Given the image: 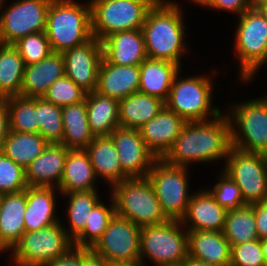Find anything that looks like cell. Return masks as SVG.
<instances>
[{
  "label": "cell",
  "instance_id": "cell-17",
  "mask_svg": "<svg viewBox=\"0 0 267 266\" xmlns=\"http://www.w3.org/2000/svg\"><path fill=\"white\" fill-rule=\"evenodd\" d=\"M227 212L205 186H202L197 188L190 198L187 212L181 222L187 231L223 232Z\"/></svg>",
  "mask_w": 267,
  "mask_h": 266
},
{
  "label": "cell",
  "instance_id": "cell-1",
  "mask_svg": "<svg viewBox=\"0 0 267 266\" xmlns=\"http://www.w3.org/2000/svg\"><path fill=\"white\" fill-rule=\"evenodd\" d=\"M231 147V124L223 111L211 120L187 122L163 159L171 165L191 169L195 164L218 165L221 161L223 164L219 166L223 167Z\"/></svg>",
  "mask_w": 267,
  "mask_h": 266
},
{
  "label": "cell",
  "instance_id": "cell-6",
  "mask_svg": "<svg viewBox=\"0 0 267 266\" xmlns=\"http://www.w3.org/2000/svg\"><path fill=\"white\" fill-rule=\"evenodd\" d=\"M226 103L231 124V146L245 152L267 154V94Z\"/></svg>",
  "mask_w": 267,
  "mask_h": 266
},
{
  "label": "cell",
  "instance_id": "cell-24",
  "mask_svg": "<svg viewBox=\"0 0 267 266\" xmlns=\"http://www.w3.org/2000/svg\"><path fill=\"white\" fill-rule=\"evenodd\" d=\"M139 83V66L113 65L102 58L96 92L120 100L138 92Z\"/></svg>",
  "mask_w": 267,
  "mask_h": 266
},
{
  "label": "cell",
  "instance_id": "cell-48",
  "mask_svg": "<svg viewBox=\"0 0 267 266\" xmlns=\"http://www.w3.org/2000/svg\"><path fill=\"white\" fill-rule=\"evenodd\" d=\"M9 132L8 107L4 100H0V152L4 140Z\"/></svg>",
  "mask_w": 267,
  "mask_h": 266
},
{
  "label": "cell",
  "instance_id": "cell-33",
  "mask_svg": "<svg viewBox=\"0 0 267 266\" xmlns=\"http://www.w3.org/2000/svg\"><path fill=\"white\" fill-rule=\"evenodd\" d=\"M48 145L49 143L39 133L9 130L1 152L25 170Z\"/></svg>",
  "mask_w": 267,
  "mask_h": 266
},
{
  "label": "cell",
  "instance_id": "cell-15",
  "mask_svg": "<svg viewBox=\"0 0 267 266\" xmlns=\"http://www.w3.org/2000/svg\"><path fill=\"white\" fill-rule=\"evenodd\" d=\"M123 172L130 178H147L157 157L146 146L139 129L118 126L110 135Z\"/></svg>",
  "mask_w": 267,
  "mask_h": 266
},
{
  "label": "cell",
  "instance_id": "cell-8",
  "mask_svg": "<svg viewBox=\"0 0 267 266\" xmlns=\"http://www.w3.org/2000/svg\"><path fill=\"white\" fill-rule=\"evenodd\" d=\"M109 193L114 199L116 214L141 228L169 220L148 178L127 179L116 184Z\"/></svg>",
  "mask_w": 267,
  "mask_h": 266
},
{
  "label": "cell",
  "instance_id": "cell-22",
  "mask_svg": "<svg viewBox=\"0 0 267 266\" xmlns=\"http://www.w3.org/2000/svg\"><path fill=\"white\" fill-rule=\"evenodd\" d=\"M26 189L0 195V255L7 254L25 232Z\"/></svg>",
  "mask_w": 267,
  "mask_h": 266
},
{
  "label": "cell",
  "instance_id": "cell-23",
  "mask_svg": "<svg viewBox=\"0 0 267 266\" xmlns=\"http://www.w3.org/2000/svg\"><path fill=\"white\" fill-rule=\"evenodd\" d=\"M85 150L98 181L102 180L100 184L103 186L108 184L109 191L116 184L130 179L122 170L118 152L110 136L94 137Z\"/></svg>",
  "mask_w": 267,
  "mask_h": 266
},
{
  "label": "cell",
  "instance_id": "cell-20",
  "mask_svg": "<svg viewBox=\"0 0 267 266\" xmlns=\"http://www.w3.org/2000/svg\"><path fill=\"white\" fill-rule=\"evenodd\" d=\"M68 151L62 144L49 143L43 153L25 169L27 186L58 188Z\"/></svg>",
  "mask_w": 267,
  "mask_h": 266
},
{
  "label": "cell",
  "instance_id": "cell-28",
  "mask_svg": "<svg viewBox=\"0 0 267 266\" xmlns=\"http://www.w3.org/2000/svg\"><path fill=\"white\" fill-rule=\"evenodd\" d=\"M138 92L167 100L175 75L181 70L178 64L146 58L139 66Z\"/></svg>",
  "mask_w": 267,
  "mask_h": 266
},
{
  "label": "cell",
  "instance_id": "cell-44",
  "mask_svg": "<svg viewBox=\"0 0 267 266\" xmlns=\"http://www.w3.org/2000/svg\"><path fill=\"white\" fill-rule=\"evenodd\" d=\"M254 0H210L205 7L207 11L229 12L231 16L238 17L253 6Z\"/></svg>",
  "mask_w": 267,
  "mask_h": 266
},
{
  "label": "cell",
  "instance_id": "cell-39",
  "mask_svg": "<svg viewBox=\"0 0 267 266\" xmlns=\"http://www.w3.org/2000/svg\"><path fill=\"white\" fill-rule=\"evenodd\" d=\"M220 173V174H219ZM217 179L213 186L205 187L217 203L227 211L238 210L246 206L238 185L222 170L216 173Z\"/></svg>",
  "mask_w": 267,
  "mask_h": 266
},
{
  "label": "cell",
  "instance_id": "cell-46",
  "mask_svg": "<svg viewBox=\"0 0 267 266\" xmlns=\"http://www.w3.org/2000/svg\"><path fill=\"white\" fill-rule=\"evenodd\" d=\"M45 266H81V247L74 246L65 255Z\"/></svg>",
  "mask_w": 267,
  "mask_h": 266
},
{
  "label": "cell",
  "instance_id": "cell-43",
  "mask_svg": "<svg viewBox=\"0 0 267 266\" xmlns=\"http://www.w3.org/2000/svg\"><path fill=\"white\" fill-rule=\"evenodd\" d=\"M230 266H267L262 253L261 240L231 246Z\"/></svg>",
  "mask_w": 267,
  "mask_h": 266
},
{
  "label": "cell",
  "instance_id": "cell-47",
  "mask_svg": "<svg viewBox=\"0 0 267 266\" xmlns=\"http://www.w3.org/2000/svg\"><path fill=\"white\" fill-rule=\"evenodd\" d=\"M81 266H108V262L92 248H81Z\"/></svg>",
  "mask_w": 267,
  "mask_h": 266
},
{
  "label": "cell",
  "instance_id": "cell-18",
  "mask_svg": "<svg viewBox=\"0 0 267 266\" xmlns=\"http://www.w3.org/2000/svg\"><path fill=\"white\" fill-rule=\"evenodd\" d=\"M60 199V200H59ZM61 193L55 187H27V207L24 214L25 232L37 231L55 223L61 219L58 215L61 204Z\"/></svg>",
  "mask_w": 267,
  "mask_h": 266
},
{
  "label": "cell",
  "instance_id": "cell-37",
  "mask_svg": "<svg viewBox=\"0 0 267 266\" xmlns=\"http://www.w3.org/2000/svg\"><path fill=\"white\" fill-rule=\"evenodd\" d=\"M3 100L8 107L9 130L38 133L37 97L11 96Z\"/></svg>",
  "mask_w": 267,
  "mask_h": 266
},
{
  "label": "cell",
  "instance_id": "cell-3",
  "mask_svg": "<svg viewBox=\"0 0 267 266\" xmlns=\"http://www.w3.org/2000/svg\"><path fill=\"white\" fill-rule=\"evenodd\" d=\"M209 71L212 76L208 74ZM182 73L183 68L175 75L165 107L186 122L207 121L219 116L224 110L214 104L213 100L218 91V85L214 82L215 76L220 75L218 69L212 70L211 67L198 75L189 73L182 76Z\"/></svg>",
  "mask_w": 267,
  "mask_h": 266
},
{
  "label": "cell",
  "instance_id": "cell-51",
  "mask_svg": "<svg viewBox=\"0 0 267 266\" xmlns=\"http://www.w3.org/2000/svg\"><path fill=\"white\" fill-rule=\"evenodd\" d=\"M184 266H218V265L211 264L208 262L199 261V260H196L194 258H188L184 262Z\"/></svg>",
  "mask_w": 267,
  "mask_h": 266
},
{
  "label": "cell",
  "instance_id": "cell-30",
  "mask_svg": "<svg viewBox=\"0 0 267 266\" xmlns=\"http://www.w3.org/2000/svg\"><path fill=\"white\" fill-rule=\"evenodd\" d=\"M89 128L94 137L109 136L119 123V100L94 91L86 96Z\"/></svg>",
  "mask_w": 267,
  "mask_h": 266
},
{
  "label": "cell",
  "instance_id": "cell-4",
  "mask_svg": "<svg viewBox=\"0 0 267 266\" xmlns=\"http://www.w3.org/2000/svg\"><path fill=\"white\" fill-rule=\"evenodd\" d=\"M45 33L55 53L86 43L93 38L90 1L51 0Z\"/></svg>",
  "mask_w": 267,
  "mask_h": 266
},
{
  "label": "cell",
  "instance_id": "cell-53",
  "mask_svg": "<svg viewBox=\"0 0 267 266\" xmlns=\"http://www.w3.org/2000/svg\"><path fill=\"white\" fill-rule=\"evenodd\" d=\"M266 66H267V60H266L265 64L247 82H240V84H243V85L250 84L251 85L252 82L254 83V81L256 80L255 77H258L257 73L262 72L260 70L263 69V67L266 68Z\"/></svg>",
  "mask_w": 267,
  "mask_h": 266
},
{
  "label": "cell",
  "instance_id": "cell-34",
  "mask_svg": "<svg viewBox=\"0 0 267 266\" xmlns=\"http://www.w3.org/2000/svg\"><path fill=\"white\" fill-rule=\"evenodd\" d=\"M25 64L13 44L0 43V100L21 96Z\"/></svg>",
  "mask_w": 267,
  "mask_h": 266
},
{
  "label": "cell",
  "instance_id": "cell-42",
  "mask_svg": "<svg viewBox=\"0 0 267 266\" xmlns=\"http://www.w3.org/2000/svg\"><path fill=\"white\" fill-rule=\"evenodd\" d=\"M27 187L25 170L0 152V195L19 193Z\"/></svg>",
  "mask_w": 267,
  "mask_h": 266
},
{
  "label": "cell",
  "instance_id": "cell-11",
  "mask_svg": "<svg viewBox=\"0 0 267 266\" xmlns=\"http://www.w3.org/2000/svg\"><path fill=\"white\" fill-rule=\"evenodd\" d=\"M92 34L99 41L112 33L142 29L157 0H89Z\"/></svg>",
  "mask_w": 267,
  "mask_h": 266
},
{
  "label": "cell",
  "instance_id": "cell-52",
  "mask_svg": "<svg viewBox=\"0 0 267 266\" xmlns=\"http://www.w3.org/2000/svg\"><path fill=\"white\" fill-rule=\"evenodd\" d=\"M188 3H191V6L195 5L202 10L209 4L210 0H186Z\"/></svg>",
  "mask_w": 267,
  "mask_h": 266
},
{
  "label": "cell",
  "instance_id": "cell-38",
  "mask_svg": "<svg viewBox=\"0 0 267 266\" xmlns=\"http://www.w3.org/2000/svg\"><path fill=\"white\" fill-rule=\"evenodd\" d=\"M38 133L48 142L61 144L63 139L62 107L37 97Z\"/></svg>",
  "mask_w": 267,
  "mask_h": 266
},
{
  "label": "cell",
  "instance_id": "cell-49",
  "mask_svg": "<svg viewBox=\"0 0 267 266\" xmlns=\"http://www.w3.org/2000/svg\"><path fill=\"white\" fill-rule=\"evenodd\" d=\"M108 266H148L142 260L109 262Z\"/></svg>",
  "mask_w": 267,
  "mask_h": 266
},
{
  "label": "cell",
  "instance_id": "cell-12",
  "mask_svg": "<svg viewBox=\"0 0 267 266\" xmlns=\"http://www.w3.org/2000/svg\"><path fill=\"white\" fill-rule=\"evenodd\" d=\"M222 171L238 185L246 205L267 200V154L231 147Z\"/></svg>",
  "mask_w": 267,
  "mask_h": 266
},
{
  "label": "cell",
  "instance_id": "cell-2",
  "mask_svg": "<svg viewBox=\"0 0 267 266\" xmlns=\"http://www.w3.org/2000/svg\"><path fill=\"white\" fill-rule=\"evenodd\" d=\"M180 3L157 0L146 15L142 31L148 58L169 61L182 68L183 59L190 55L191 49L186 42L187 16Z\"/></svg>",
  "mask_w": 267,
  "mask_h": 266
},
{
  "label": "cell",
  "instance_id": "cell-25",
  "mask_svg": "<svg viewBox=\"0 0 267 266\" xmlns=\"http://www.w3.org/2000/svg\"><path fill=\"white\" fill-rule=\"evenodd\" d=\"M65 75L62 53L52 52L40 62L25 66L22 85V97H42L46 90Z\"/></svg>",
  "mask_w": 267,
  "mask_h": 266
},
{
  "label": "cell",
  "instance_id": "cell-50",
  "mask_svg": "<svg viewBox=\"0 0 267 266\" xmlns=\"http://www.w3.org/2000/svg\"><path fill=\"white\" fill-rule=\"evenodd\" d=\"M253 5L261 12L267 21V0H254Z\"/></svg>",
  "mask_w": 267,
  "mask_h": 266
},
{
  "label": "cell",
  "instance_id": "cell-21",
  "mask_svg": "<svg viewBox=\"0 0 267 266\" xmlns=\"http://www.w3.org/2000/svg\"><path fill=\"white\" fill-rule=\"evenodd\" d=\"M103 57L113 65H135L146 59L142 29L119 31L102 40Z\"/></svg>",
  "mask_w": 267,
  "mask_h": 266
},
{
  "label": "cell",
  "instance_id": "cell-26",
  "mask_svg": "<svg viewBox=\"0 0 267 266\" xmlns=\"http://www.w3.org/2000/svg\"><path fill=\"white\" fill-rule=\"evenodd\" d=\"M189 257L218 266H230L231 246L218 231H188Z\"/></svg>",
  "mask_w": 267,
  "mask_h": 266
},
{
  "label": "cell",
  "instance_id": "cell-7",
  "mask_svg": "<svg viewBox=\"0 0 267 266\" xmlns=\"http://www.w3.org/2000/svg\"><path fill=\"white\" fill-rule=\"evenodd\" d=\"M188 257V231L180 220L141 228L140 260L146 265H182Z\"/></svg>",
  "mask_w": 267,
  "mask_h": 266
},
{
  "label": "cell",
  "instance_id": "cell-40",
  "mask_svg": "<svg viewBox=\"0 0 267 266\" xmlns=\"http://www.w3.org/2000/svg\"><path fill=\"white\" fill-rule=\"evenodd\" d=\"M87 92L67 76L57 79L43 94L42 98L57 106L64 107L85 101Z\"/></svg>",
  "mask_w": 267,
  "mask_h": 266
},
{
  "label": "cell",
  "instance_id": "cell-9",
  "mask_svg": "<svg viewBox=\"0 0 267 266\" xmlns=\"http://www.w3.org/2000/svg\"><path fill=\"white\" fill-rule=\"evenodd\" d=\"M74 247L61 222L24 232L18 242L7 253L10 266H45L57 260Z\"/></svg>",
  "mask_w": 267,
  "mask_h": 266
},
{
  "label": "cell",
  "instance_id": "cell-54",
  "mask_svg": "<svg viewBox=\"0 0 267 266\" xmlns=\"http://www.w3.org/2000/svg\"><path fill=\"white\" fill-rule=\"evenodd\" d=\"M262 253L265 257V263L267 265V239L261 240Z\"/></svg>",
  "mask_w": 267,
  "mask_h": 266
},
{
  "label": "cell",
  "instance_id": "cell-36",
  "mask_svg": "<svg viewBox=\"0 0 267 266\" xmlns=\"http://www.w3.org/2000/svg\"><path fill=\"white\" fill-rule=\"evenodd\" d=\"M223 234L230 246L258 240L253 205L228 211Z\"/></svg>",
  "mask_w": 267,
  "mask_h": 266
},
{
  "label": "cell",
  "instance_id": "cell-19",
  "mask_svg": "<svg viewBox=\"0 0 267 266\" xmlns=\"http://www.w3.org/2000/svg\"><path fill=\"white\" fill-rule=\"evenodd\" d=\"M187 122L166 107L139 128L146 146L157 157L163 159L173 147L175 140Z\"/></svg>",
  "mask_w": 267,
  "mask_h": 266
},
{
  "label": "cell",
  "instance_id": "cell-16",
  "mask_svg": "<svg viewBox=\"0 0 267 266\" xmlns=\"http://www.w3.org/2000/svg\"><path fill=\"white\" fill-rule=\"evenodd\" d=\"M65 76L87 93L96 91L98 73L103 58L102 41L96 37L62 53Z\"/></svg>",
  "mask_w": 267,
  "mask_h": 266
},
{
  "label": "cell",
  "instance_id": "cell-5",
  "mask_svg": "<svg viewBox=\"0 0 267 266\" xmlns=\"http://www.w3.org/2000/svg\"><path fill=\"white\" fill-rule=\"evenodd\" d=\"M231 48L238 61L237 81L247 82L267 60V21L253 5L236 18Z\"/></svg>",
  "mask_w": 267,
  "mask_h": 266
},
{
  "label": "cell",
  "instance_id": "cell-31",
  "mask_svg": "<svg viewBox=\"0 0 267 266\" xmlns=\"http://www.w3.org/2000/svg\"><path fill=\"white\" fill-rule=\"evenodd\" d=\"M165 102L158 97L136 92L119 100V123L125 128L139 129L158 115Z\"/></svg>",
  "mask_w": 267,
  "mask_h": 266
},
{
  "label": "cell",
  "instance_id": "cell-10",
  "mask_svg": "<svg viewBox=\"0 0 267 266\" xmlns=\"http://www.w3.org/2000/svg\"><path fill=\"white\" fill-rule=\"evenodd\" d=\"M190 175V168L171 165L164 159H157L147 175L169 220L181 221L187 212L193 195Z\"/></svg>",
  "mask_w": 267,
  "mask_h": 266
},
{
  "label": "cell",
  "instance_id": "cell-29",
  "mask_svg": "<svg viewBox=\"0 0 267 266\" xmlns=\"http://www.w3.org/2000/svg\"><path fill=\"white\" fill-rule=\"evenodd\" d=\"M100 196V190L61 193L62 200H66L64 202L67 204H64L63 209L60 207L65 214L60 222L72 240L86 227L92 209L102 198Z\"/></svg>",
  "mask_w": 267,
  "mask_h": 266
},
{
  "label": "cell",
  "instance_id": "cell-45",
  "mask_svg": "<svg viewBox=\"0 0 267 266\" xmlns=\"http://www.w3.org/2000/svg\"><path fill=\"white\" fill-rule=\"evenodd\" d=\"M252 205L256 218L258 238L259 240L267 239V200Z\"/></svg>",
  "mask_w": 267,
  "mask_h": 266
},
{
  "label": "cell",
  "instance_id": "cell-27",
  "mask_svg": "<svg viewBox=\"0 0 267 266\" xmlns=\"http://www.w3.org/2000/svg\"><path fill=\"white\" fill-rule=\"evenodd\" d=\"M97 182L100 181L95 175L86 150H69L63 177L58 187L60 193L98 190L101 185H98Z\"/></svg>",
  "mask_w": 267,
  "mask_h": 266
},
{
  "label": "cell",
  "instance_id": "cell-41",
  "mask_svg": "<svg viewBox=\"0 0 267 266\" xmlns=\"http://www.w3.org/2000/svg\"><path fill=\"white\" fill-rule=\"evenodd\" d=\"M13 45L19 51L25 66L40 62L53 52L45 31L29 34Z\"/></svg>",
  "mask_w": 267,
  "mask_h": 266
},
{
  "label": "cell",
  "instance_id": "cell-35",
  "mask_svg": "<svg viewBox=\"0 0 267 266\" xmlns=\"http://www.w3.org/2000/svg\"><path fill=\"white\" fill-rule=\"evenodd\" d=\"M108 200H100L92 209L84 230L73 240L75 247L92 248L102 237L111 218L115 215V202L112 195ZM108 202V203H107ZM107 203V204H106Z\"/></svg>",
  "mask_w": 267,
  "mask_h": 266
},
{
  "label": "cell",
  "instance_id": "cell-14",
  "mask_svg": "<svg viewBox=\"0 0 267 266\" xmlns=\"http://www.w3.org/2000/svg\"><path fill=\"white\" fill-rule=\"evenodd\" d=\"M141 227L115 213L92 249L108 263L140 259Z\"/></svg>",
  "mask_w": 267,
  "mask_h": 266
},
{
  "label": "cell",
  "instance_id": "cell-13",
  "mask_svg": "<svg viewBox=\"0 0 267 266\" xmlns=\"http://www.w3.org/2000/svg\"><path fill=\"white\" fill-rule=\"evenodd\" d=\"M0 0V43L14 44L46 29L51 0Z\"/></svg>",
  "mask_w": 267,
  "mask_h": 266
},
{
  "label": "cell",
  "instance_id": "cell-32",
  "mask_svg": "<svg viewBox=\"0 0 267 266\" xmlns=\"http://www.w3.org/2000/svg\"><path fill=\"white\" fill-rule=\"evenodd\" d=\"M62 145L69 150L86 149L94 139L88 122L86 100L62 107Z\"/></svg>",
  "mask_w": 267,
  "mask_h": 266
}]
</instances>
